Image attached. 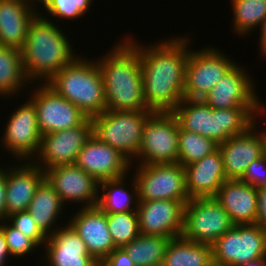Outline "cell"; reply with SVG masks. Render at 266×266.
I'll return each mask as SVG.
<instances>
[{"mask_svg": "<svg viewBox=\"0 0 266 266\" xmlns=\"http://www.w3.org/2000/svg\"><path fill=\"white\" fill-rule=\"evenodd\" d=\"M126 38L139 50L147 108L153 112H172L184 99L185 69L191 39L173 36V39L142 46L131 36Z\"/></svg>", "mask_w": 266, "mask_h": 266, "instance_id": "obj_1", "label": "cell"}, {"mask_svg": "<svg viewBox=\"0 0 266 266\" xmlns=\"http://www.w3.org/2000/svg\"><path fill=\"white\" fill-rule=\"evenodd\" d=\"M96 60L104 83L106 110H149L143 97L139 50L123 39Z\"/></svg>", "mask_w": 266, "mask_h": 266, "instance_id": "obj_2", "label": "cell"}, {"mask_svg": "<svg viewBox=\"0 0 266 266\" xmlns=\"http://www.w3.org/2000/svg\"><path fill=\"white\" fill-rule=\"evenodd\" d=\"M56 24L39 11L29 26L21 51L24 71L31 83H47L80 56L74 53L65 32Z\"/></svg>", "mask_w": 266, "mask_h": 266, "instance_id": "obj_3", "label": "cell"}, {"mask_svg": "<svg viewBox=\"0 0 266 266\" xmlns=\"http://www.w3.org/2000/svg\"><path fill=\"white\" fill-rule=\"evenodd\" d=\"M255 108L217 109L202 99L184 98L172 111L182 130L212 139L218 144L253 125Z\"/></svg>", "mask_w": 266, "mask_h": 266, "instance_id": "obj_4", "label": "cell"}, {"mask_svg": "<svg viewBox=\"0 0 266 266\" xmlns=\"http://www.w3.org/2000/svg\"><path fill=\"white\" fill-rule=\"evenodd\" d=\"M46 84L78 107L88 118L106 110L103 77L96 60L90 61L79 56Z\"/></svg>", "mask_w": 266, "mask_h": 266, "instance_id": "obj_5", "label": "cell"}, {"mask_svg": "<svg viewBox=\"0 0 266 266\" xmlns=\"http://www.w3.org/2000/svg\"><path fill=\"white\" fill-rule=\"evenodd\" d=\"M151 110H105L93 116L92 134L126 157L133 165L142 143L143 127Z\"/></svg>", "mask_w": 266, "mask_h": 266, "instance_id": "obj_6", "label": "cell"}, {"mask_svg": "<svg viewBox=\"0 0 266 266\" xmlns=\"http://www.w3.org/2000/svg\"><path fill=\"white\" fill-rule=\"evenodd\" d=\"M179 123L172 112H153L144 124L138 164L178 163Z\"/></svg>", "mask_w": 266, "mask_h": 266, "instance_id": "obj_7", "label": "cell"}, {"mask_svg": "<svg viewBox=\"0 0 266 266\" xmlns=\"http://www.w3.org/2000/svg\"><path fill=\"white\" fill-rule=\"evenodd\" d=\"M211 246L214 266L266 258V231L257 224L234 225Z\"/></svg>", "mask_w": 266, "mask_h": 266, "instance_id": "obj_8", "label": "cell"}, {"mask_svg": "<svg viewBox=\"0 0 266 266\" xmlns=\"http://www.w3.org/2000/svg\"><path fill=\"white\" fill-rule=\"evenodd\" d=\"M134 179L139 201H189L185 169L179 163L136 164Z\"/></svg>", "mask_w": 266, "mask_h": 266, "instance_id": "obj_9", "label": "cell"}, {"mask_svg": "<svg viewBox=\"0 0 266 266\" xmlns=\"http://www.w3.org/2000/svg\"><path fill=\"white\" fill-rule=\"evenodd\" d=\"M234 224L215 197L190 199L185 205L182 237L212 245Z\"/></svg>", "mask_w": 266, "mask_h": 266, "instance_id": "obj_10", "label": "cell"}, {"mask_svg": "<svg viewBox=\"0 0 266 266\" xmlns=\"http://www.w3.org/2000/svg\"><path fill=\"white\" fill-rule=\"evenodd\" d=\"M214 47L189 49L185 69L184 98L202 99L236 63Z\"/></svg>", "mask_w": 266, "mask_h": 266, "instance_id": "obj_11", "label": "cell"}, {"mask_svg": "<svg viewBox=\"0 0 266 266\" xmlns=\"http://www.w3.org/2000/svg\"><path fill=\"white\" fill-rule=\"evenodd\" d=\"M30 101L37 112L41 135L82 125L88 117L74 104L57 94L46 83L33 88Z\"/></svg>", "mask_w": 266, "mask_h": 266, "instance_id": "obj_12", "label": "cell"}, {"mask_svg": "<svg viewBox=\"0 0 266 266\" xmlns=\"http://www.w3.org/2000/svg\"><path fill=\"white\" fill-rule=\"evenodd\" d=\"M14 110L7 120L0 143L17 161H33L38 154L42 137L37 124L36 108L28 100Z\"/></svg>", "mask_w": 266, "mask_h": 266, "instance_id": "obj_13", "label": "cell"}, {"mask_svg": "<svg viewBox=\"0 0 266 266\" xmlns=\"http://www.w3.org/2000/svg\"><path fill=\"white\" fill-rule=\"evenodd\" d=\"M91 135V118L80 126L42 135L38 154L32 162L43 171L55 166L75 164L78 153Z\"/></svg>", "mask_w": 266, "mask_h": 266, "instance_id": "obj_14", "label": "cell"}, {"mask_svg": "<svg viewBox=\"0 0 266 266\" xmlns=\"http://www.w3.org/2000/svg\"><path fill=\"white\" fill-rule=\"evenodd\" d=\"M264 106L263 102L261 104V101H258L253 113V125L245 132L230 137L218 146L228 180H240L249 164L263 156V139L256 130L258 126L256 117L266 112Z\"/></svg>", "mask_w": 266, "mask_h": 266, "instance_id": "obj_15", "label": "cell"}, {"mask_svg": "<svg viewBox=\"0 0 266 266\" xmlns=\"http://www.w3.org/2000/svg\"><path fill=\"white\" fill-rule=\"evenodd\" d=\"M44 173L64 205L76 202L83 203V208L97 206L99 182L76 164L55 166Z\"/></svg>", "mask_w": 266, "mask_h": 266, "instance_id": "obj_16", "label": "cell"}, {"mask_svg": "<svg viewBox=\"0 0 266 266\" xmlns=\"http://www.w3.org/2000/svg\"><path fill=\"white\" fill-rule=\"evenodd\" d=\"M246 72L242 65L235 63L202 100L217 109L256 108L260 98Z\"/></svg>", "mask_w": 266, "mask_h": 266, "instance_id": "obj_17", "label": "cell"}, {"mask_svg": "<svg viewBox=\"0 0 266 266\" xmlns=\"http://www.w3.org/2000/svg\"><path fill=\"white\" fill-rule=\"evenodd\" d=\"M188 201H139L137 208L139 231L142 235L180 237L184 226V211Z\"/></svg>", "mask_w": 266, "mask_h": 266, "instance_id": "obj_18", "label": "cell"}, {"mask_svg": "<svg viewBox=\"0 0 266 266\" xmlns=\"http://www.w3.org/2000/svg\"><path fill=\"white\" fill-rule=\"evenodd\" d=\"M75 164L99 183L127 176L133 167L126 157L93 134L78 153Z\"/></svg>", "mask_w": 266, "mask_h": 266, "instance_id": "obj_19", "label": "cell"}, {"mask_svg": "<svg viewBox=\"0 0 266 266\" xmlns=\"http://www.w3.org/2000/svg\"><path fill=\"white\" fill-rule=\"evenodd\" d=\"M69 221L68 224L85 242L89 254L99 263L116 248L109 232L107 214L98 206L80 207Z\"/></svg>", "mask_w": 266, "mask_h": 266, "instance_id": "obj_20", "label": "cell"}, {"mask_svg": "<svg viewBox=\"0 0 266 266\" xmlns=\"http://www.w3.org/2000/svg\"><path fill=\"white\" fill-rule=\"evenodd\" d=\"M54 234L47 236L44 244L47 266H101L89 254L85 242L67 223Z\"/></svg>", "mask_w": 266, "mask_h": 266, "instance_id": "obj_21", "label": "cell"}, {"mask_svg": "<svg viewBox=\"0 0 266 266\" xmlns=\"http://www.w3.org/2000/svg\"><path fill=\"white\" fill-rule=\"evenodd\" d=\"M21 163L6 169V219L28 209L37 187L45 179L44 171L32 161Z\"/></svg>", "mask_w": 266, "mask_h": 266, "instance_id": "obj_22", "label": "cell"}, {"mask_svg": "<svg viewBox=\"0 0 266 266\" xmlns=\"http://www.w3.org/2000/svg\"><path fill=\"white\" fill-rule=\"evenodd\" d=\"M186 190L189 198L215 197L225 176L223 159L219 148L201 160L184 166Z\"/></svg>", "mask_w": 266, "mask_h": 266, "instance_id": "obj_23", "label": "cell"}, {"mask_svg": "<svg viewBox=\"0 0 266 266\" xmlns=\"http://www.w3.org/2000/svg\"><path fill=\"white\" fill-rule=\"evenodd\" d=\"M215 198L227 211L234 225L255 224L257 218V188L241 180H226Z\"/></svg>", "mask_w": 266, "mask_h": 266, "instance_id": "obj_24", "label": "cell"}, {"mask_svg": "<svg viewBox=\"0 0 266 266\" xmlns=\"http://www.w3.org/2000/svg\"><path fill=\"white\" fill-rule=\"evenodd\" d=\"M38 14L37 8L21 0H0V46L21 50L29 26Z\"/></svg>", "mask_w": 266, "mask_h": 266, "instance_id": "obj_25", "label": "cell"}, {"mask_svg": "<svg viewBox=\"0 0 266 266\" xmlns=\"http://www.w3.org/2000/svg\"><path fill=\"white\" fill-rule=\"evenodd\" d=\"M64 207L65 205L62 203L58 193L44 179L37 187L27 211L42 232L46 236H50L60 228V226L56 225L58 223L55 222L60 219V214L63 213L61 211H63Z\"/></svg>", "mask_w": 266, "mask_h": 266, "instance_id": "obj_26", "label": "cell"}, {"mask_svg": "<svg viewBox=\"0 0 266 266\" xmlns=\"http://www.w3.org/2000/svg\"><path fill=\"white\" fill-rule=\"evenodd\" d=\"M125 178L127 176L99 183L97 206L105 213L137 211L139 199L136 181L133 177L131 181L133 188H130L131 192L129 188H125L130 186L128 185L129 183L125 182ZM124 184L127 186H124Z\"/></svg>", "mask_w": 266, "mask_h": 266, "instance_id": "obj_27", "label": "cell"}, {"mask_svg": "<svg viewBox=\"0 0 266 266\" xmlns=\"http://www.w3.org/2000/svg\"><path fill=\"white\" fill-rule=\"evenodd\" d=\"M162 266H214L212 246L186 240L182 236L172 238Z\"/></svg>", "mask_w": 266, "mask_h": 266, "instance_id": "obj_28", "label": "cell"}, {"mask_svg": "<svg viewBox=\"0 0 266 266\" xmlns=\"http://www.w3.org/2000/svg\"><path fill=\"white\" fill-rule=\"evenodd\" d=\"M32 84L27 78L23 63L22 51L8 46H0V98L18 95L22 89Z\"/></svg>", "mask_w": 266, "mask_h": 266, "instance_id": "obj_29", "label": "cell"}, {"mask_svg": "<svg viewBox=\"0 0 266 266\" xmlns=\"http://www.w3.org/2000/svg\"><path fill=\"white\" fill-rule=\"evenodd\" d=\"M172 238L140 234L124 248L136 266H162Z\"/></svg>", "mask_w": 266, "mask_h": 266, "instance_id": "obj_30", "label": "cell"}, {"mask_svg": "<svg viewBox=\"0 0 266 266\" xmlns=\"http://www.w3.org/2000/svg\"><path fill=\"white\" fill-rule=\"evenodd\" d=\"M233 11V31L247 35L266 18V0H230Z\"/></svg>", "mask_w": 266, "mask_h": 266, "instance_id": "obj_31", "label": "cell"}, {"mask_svg": "<svg viewBox=\"0 0 266 266\" xmlns=\"http://www.w3.org/2000/svg\"><path fill=\"white\" fill-rule=\"evenodd\" d=\"M178 163L183 167L201 160L218 149L219 144L212 139L182 130L179 127Z\"/></svg>", "mask_w": 266, "mask_h": 266, "instance_id": "obj_32", "label": "cell"}, {"mask_svg": "<svg viewBox=\"0 0 266 266\" xmlns=\"http://www.w3.org/2000/svg\"><path fill=\"white\" fill-rule=\"evenodd\" d=\"M107 224L116 248H123L140 235L136 211L106 213Z\"/></svg>", "mask_w": 266, "mask_h": 266, "instance_id": "obj_33", "label": "cell"}, {"mask_svg": "<svg viewBox=\"0 0 266 266\" xmlns=\"http://www.w3.org/2000/svg\"><path fill=\"white\" fill-rule=\"evenodd\" d=\"M93 0H45L42 8L54 19H78L90 9Z\"/></svg>", "mask_w": 266, "mask_h": 266, "instance_id": "obj_34", "label": "cell"}, {"mask_svg": "<svg viewBox=\"0 0 266 266\" xmlns=\"http://www.w3.org/2000/svg\"><path fill=\"white\" fill-rule=\"evenodd\" d=\"M0 229L3 231L11 257H22L37 250L39 246L22 231L13 227L8 221L0 220ZM38 247V248H37Z\"/></svg>", "mask_w": 266, "mask_h": 266, "instance_id": "obj_35", "label": "cell"}, {"mask_svg": "<svg viewBox=\"0 0 266 266\" xmlns=\"http://www.w3.org/2000/svg\"><path fill=\"white\" fill-rule=\"evenodd\" d=\"M16 229L22 231L31 238L39 247L47 241V236L36 225L34 219L27 210L14 213L6 219Z\"/></svg>", "mask_w": 266, "mask_h": 266, "instance_id": "obj_36", "label": "cell"}, {"mask_svg": "<svg viewBox=\"0 0 266 266\" xmlns=\"http://www.w3.org/2000/svg\"><path fill=\"white\" fill-rule=\"evenodd\" d=\"M240 180L256 188L266 186V158L261 156L252 161Z\"/></svg>", "mask_w": 266, "mask_h": 266, "instance_id": "obj_37", "label": "cell"}, {"mask_svg": "<svg viewBox=\"0 0 266 266\" xmlns=\"http://www.w3.org/2000/svg\"><path fill=\"white\" fill-rule=\"evenodd\" d=\"M101 266H136L125 248H115L101 263Z\"/></svg>", "mask_w": 266, "mask_h": 266, "instance_id": "obj_38", "label": "cell"}, {"mask_svg": "<svg viewBox=\"0 0 266 266\" xmlns=\"http://www.w3.org/2000/svg\"><path fill=\"white\" fill-rule=\"evenodd\" d=\"M255 224L266 231V186L257 188V218Z\"/></svg>", "mask_w": 266, "mask_h": 266, "instance_id": "obj_39", "label": "cell"}, {"mask_svg": "<svg viewBox=\"0 0 266 266\" xmlns=\"http://www.w3.org/2000/svg\"><path fill=\"white\" fill-rule=\"evenodd\" d=\"M6 168H0V220L6 219Z\"/></svg>", "mask_w": 266, "mask_h": 266, "instance_id": "obj_40", "label": "cell"}, {"mask_svg": "<svg viewBox=\"0 0 266 266\" xmlns=\"http://www.w3.org/2000/svg\"><path fill=\"white\" fill-rule=\"evenodd\" d=\"M10 251L6 243V238L3 231L0 229V266H5L8 257H10Z\"/></svg>", "mask_w": 266, "mask_h": 266, "instance_id": "obj_41", "label": "cell"}, {"mask_svg": "<svg viewBox=\"0 0 266 266\" xmlns=\"http://www.w3.org/2000/svg\"><path fill=\"white\" fill-rule=\"evenodd\" d=\"M259 30H260V36H259V50H260V53L261 56H263V58L266 57V18L264 19V21L262 22V24L258 27Z\"/></svg>", "mask_w": 266, "mask_h": 266, "instance_id": "obj_42", "label": "cell"}, {"mask_svg": "<svg viewBox=\"0 0 266 266\" xmlns=\"http://www.w3.org/2000/svg\"><path fill=\"white\" fill-rule=\"evenodd\" d=\"M235 266H266V258L252 260Z\"/></svg>", "mask_w": 266, "mask_h": 266, "instance_id": "obj_43", "label": "cell"}, {"mask_svg": "<svg viewBox=\"0 0 266 266\" xmlns=\"http://www.w3.org/2000/svg\"><path fill=\"white\" fill-rule=\"evenodd\" d=\"M29 5H31L32 7L36 8L35 6H39L38 4H35L34 3H41L42 5L44 4L45 0H21Z\"/></svg>", "mask_w": 266, "mask_h": 266, "instance_id": "obj_44", "label": "cell"}, {"mask_svg": "<svg viewBox=\"0 0 266 266\" xmlns=\"http://www.w3.org/2000/svg\"><path fill=\"white\" fill-rule=\"evenodd\" d=\"M259 132H260V134L262 136L263 143H266V131H263V132L259 131Z\"/></svg>", "mask_w": 266, "mask_h": 266, "instance_id": "obj_45", "label": "cell"}, {"mask_svg": "<svg viewBox=\"0 0 266 266\" xmlns=\"http://www.w3.org/2000/svg\"><path fill=\"white\" fill-rule=\"evenodd\" d=\"M263 156L266 158V143H263Z\"/></svg>", "mask_w": 266, "mask_h": 266, "instance_id": "obj_46", "label": "cell"}]
</instances>
